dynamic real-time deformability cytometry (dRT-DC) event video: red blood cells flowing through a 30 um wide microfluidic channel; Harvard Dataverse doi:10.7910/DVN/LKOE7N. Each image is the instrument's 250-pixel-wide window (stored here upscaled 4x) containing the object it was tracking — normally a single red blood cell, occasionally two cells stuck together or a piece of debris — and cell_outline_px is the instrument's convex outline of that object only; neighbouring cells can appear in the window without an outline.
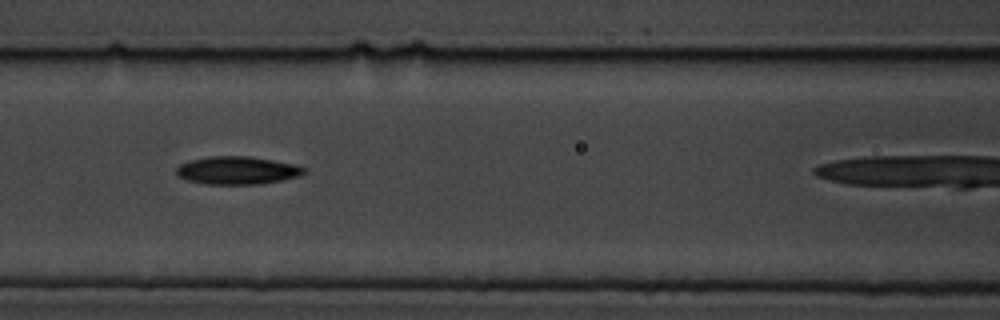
{"species": "common noctule bat (a hibernating species)", "species_latin": "Nyctalus noctula", "temperature_condition": "cold", "stored_images_in_passage": 10, "camera_frame_rate_fps": 3000, "um_per_image_px": 0.085, "animal": {"sex": "male", "body_mass_g": 19.5, "forearm_length_mm": 54.6}, "frame": {"image": 1, "passage_image": 5, "time_ms": 5.333, "image_size_px": [1000, 320], "cell_outline_px": [[308, 168], [300, 176], [260, 184], [208, 184], [188, 180], [176, 176], [176, 168], [180, 164], [192, 160], [208, 156], [248, 156], [296, 164]], "centroid_in_image_um": [20.17, 14.48], "position_along_channel_um": 146.4, "area_um2": 20.75}}
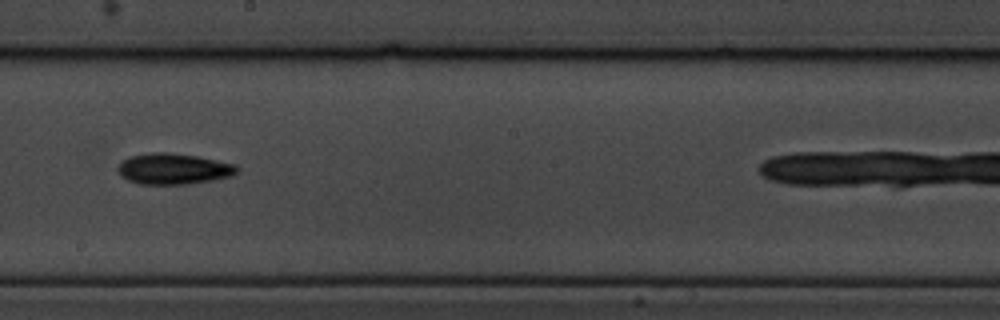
{"frame": {"image": 2, "passage_image": 7, "time_ms": 7.667, "image_size_px": [1000, 320], "cell_outline_px": [[240, 168], [232, 176], [212, 180], [188, 184], [140, 184], [128, 180], [120, 176], [116, 168], [120, 160], [128, 156], [152, 152], [168, 152], [196, 156], [236, 164]], "centroid_in_image_um": [14.7, 14.34], "position_along_channel_um": 233.5, "area_um2": 21.73}}
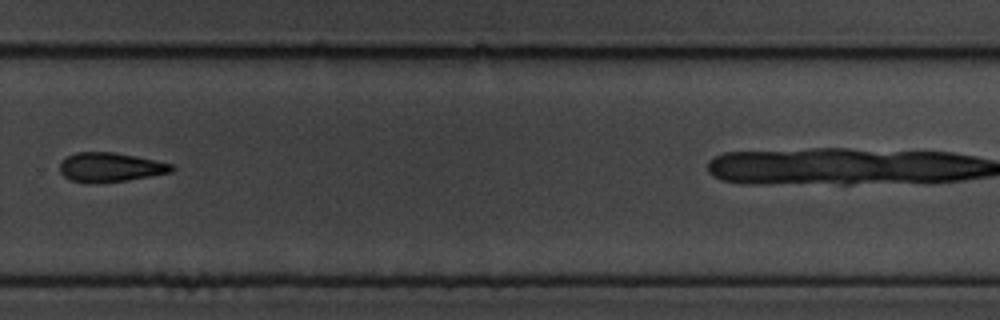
{"frame": {"image": 3, "passage_image": 9, "time_ms": 10.0, "image_size_px": [1000, 320], "cell_outline_px": [[176, 168], [172, 172], [128, 180], [92, 184], [72, 180], [64, 176], [60, 172], [60, 164], [68, 156], [76, 152], [112, 152], [136, 156], [172, 164]], "centroid_in_image_um": [9.39, 14.22], "position_along_channel_um": 320.4, "area_um2": 19.02}}